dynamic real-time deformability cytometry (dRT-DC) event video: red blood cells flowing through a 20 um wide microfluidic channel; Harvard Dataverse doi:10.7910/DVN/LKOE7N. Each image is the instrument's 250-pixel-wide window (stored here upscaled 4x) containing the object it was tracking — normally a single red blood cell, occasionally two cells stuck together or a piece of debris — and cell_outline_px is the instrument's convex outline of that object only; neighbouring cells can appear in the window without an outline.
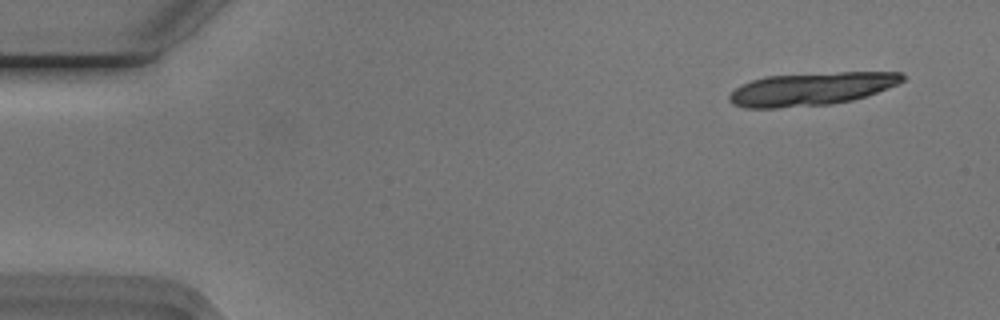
{"species": "Egyptian fruit bat (a non-hibernating species)", "species_latin": "Rousettus aegyptiacus", "temperature_condition": "cold", "stored_images_in_passage": 19, "camera_frame_rate_fps": 3000, "um_per_image_px": 0.085, "animal": {"sex": "male"}, "frame": {"image": 1, "passage_image": 4, "time_ms": 1.0, "image_size_px": [1000, 320], "cell_outline_px": [[904, 80], [896, 84], [876, 92], [852, 100], [832, 104], [776, 108], [744, 108], [732, 104], [728, 100], [728, 96], [736, 88], [752, 80], [768, 76], [840, 72], [900, 72], [904, 76]], "centroid_in_image_um": [68.93, 7.57], "position_along_channel_um": 16.1, "area_um2": 32.95}}